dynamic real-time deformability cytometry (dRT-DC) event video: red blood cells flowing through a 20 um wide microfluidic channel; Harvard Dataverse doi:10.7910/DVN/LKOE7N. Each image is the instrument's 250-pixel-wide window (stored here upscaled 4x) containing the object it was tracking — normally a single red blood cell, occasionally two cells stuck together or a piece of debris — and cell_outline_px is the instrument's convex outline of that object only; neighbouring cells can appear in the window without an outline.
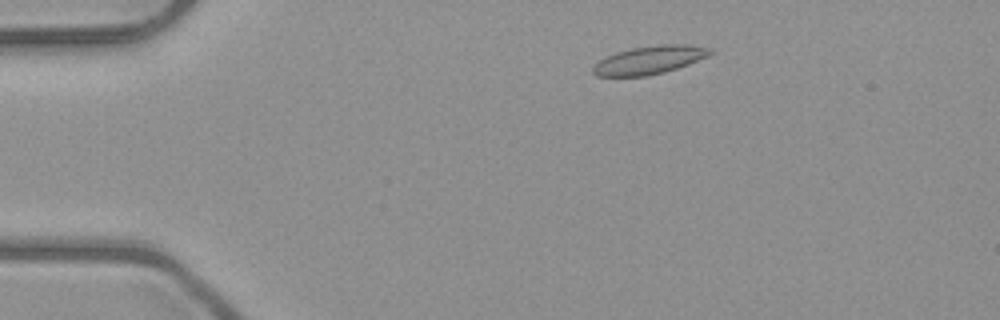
{"species": "common noctule bat (a hibernating species)", "species_latin": "Nyctalus noctula", "temperature_condition": "room temperature", "stored_images_in_passage": 48, "camera_frame_rate_fps": 3000, "um_per_image_px": 0.085, "animal": {"sex": "male", "body_mass_g": 23.1, "forearm_length_mm": 52.7}, "frame": {"image": 1, "passage_image": 6, "time_ms": 1.667, "image_size_px": [1000, 320], "cell_outline_px": [[716, 52], [708, 56], [688, 64], [664, 72], [644, 76], [596, 76], [592, 72], [592, 68], [600, 60], [616, 52], [632, 48], [660, 44], [688, 44], [712, 48]], "centroid_in_image_um": [55.25, 5.09], "position_along_channel_um": 29.8, "area_um2": 19.19}}
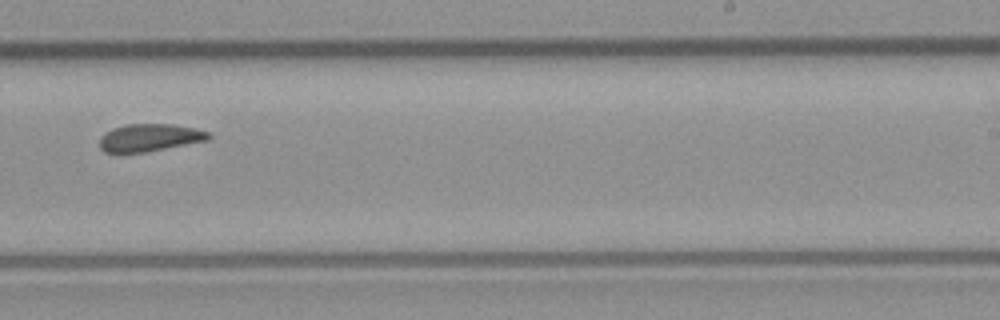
{"frame": {"image": 2, "passage_image": 29, "time_ms": 9.333, "image_size_px": [1000, 320], "cell_outline_px": [[212, 136], [208, 140], [144, 152], [104, 152], [100, 148], [100, 136], [104, 132], [112, 128], [124, 124], [172, 124], [212, 132]], "centroid_in_image_um": [12.71, 11.68], "position_along_channel_um": 276.3, "area_um2": 17.46}}
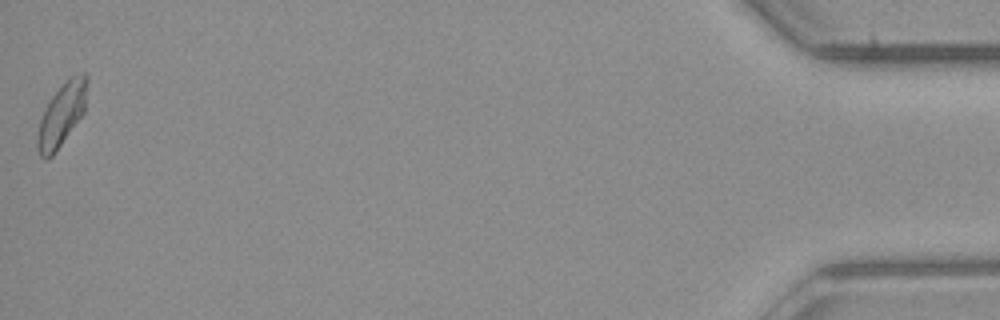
{"frame": {"image": 3, "passage_image": 48, "time_ms": 15.667, "image_size_px": [1000, 320], "cell_outline_px": [[88, 80], [84, 112], [56, 152], [52, 156], [44, 160], [40, 156], [36, 148], [36, 140], [40, 120], [44, 108], [52, 96], [76, 72], [84, 72], [88, 76]], "centroid_in_image_um": [5.24, 9.76], "position_along_channel_um": 430.0, "area_um2": 18.21}, "authors_computed_cell_mechanics": {"area_um2": 18.1492, "velocity_mm_per_s": 4.006, "shape_relaxation_time_tau1_ms": null, "shape_relaxation_time_tau2_ms": 3.3548, "deformation_change_tau1": null, "deformation_change_tau2": 0.0948}}